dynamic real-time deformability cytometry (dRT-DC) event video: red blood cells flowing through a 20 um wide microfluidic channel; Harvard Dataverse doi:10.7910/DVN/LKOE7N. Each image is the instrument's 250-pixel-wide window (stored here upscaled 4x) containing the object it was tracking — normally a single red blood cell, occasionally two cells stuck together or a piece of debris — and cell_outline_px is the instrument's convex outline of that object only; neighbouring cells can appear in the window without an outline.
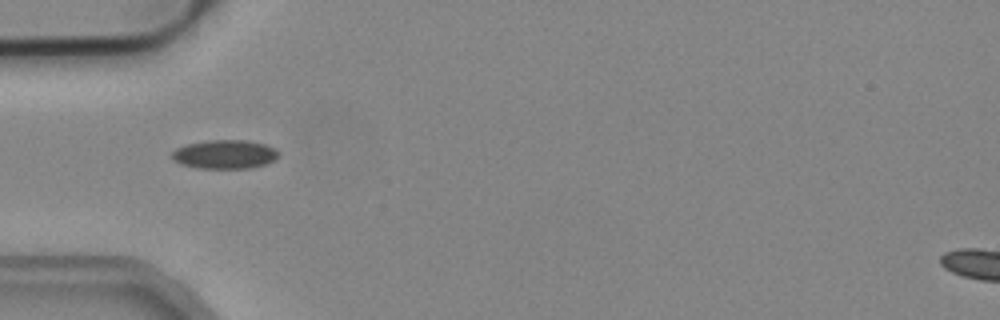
{"species": "common noctule bat (a hibernating species)", "species_latin": "Nyctalus noctula", "temperature_condition": "cold", "stored_images_in_passage": 34, "camera_frame_rate_fps": 3000, "um_per_image_px": 0.085, "animal": {"sex": "male", "body_mass_g": 19.2, "forearm_length_mm": 51.8}, "frame": {"image": 1, "passage_image": 1, "time_ms": 0.0, "image_size_px": [1000, 320], "cell_outline_px": [[280, 156], [276, 160], [268, 164], [252, 168], [196, 168], [180, 164], [172, 160], [172, 152], [176, 148], [188, 144], [208, 140], [244, 140], [264, 144], [276, 148], [280, 152]], "centroid_in_image_um": [19.15, 13.13], "position_along_channel_um": 65.8, "area_um2": 18.21}}